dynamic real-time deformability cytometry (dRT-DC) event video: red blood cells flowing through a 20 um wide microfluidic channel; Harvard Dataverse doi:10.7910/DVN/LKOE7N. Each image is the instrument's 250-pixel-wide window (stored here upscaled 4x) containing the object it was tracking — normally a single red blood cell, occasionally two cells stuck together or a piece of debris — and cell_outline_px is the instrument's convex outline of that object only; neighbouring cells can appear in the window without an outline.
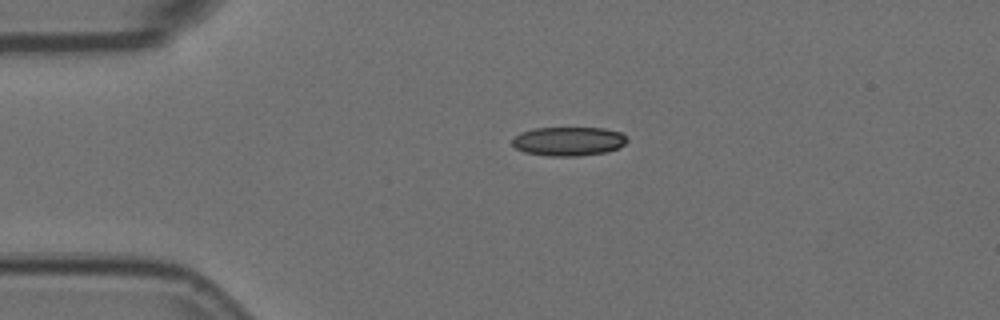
{"species": "Egyptian fruit bat (a non-hibernating species)", "species_latin": "Rousettus aegyptiacus", "temperature_condition": "room temperature", "stored_images_in_passage": 2, "camera_frame_rate_fps": 3000, "um_per_image_px": 0.085, "animal": {"sex": "female"}, "frame": {"image": 1, "passage_image": 1, "time_ms": 0.0, "image_size_px": [1000, 320], "cell_outline_px": [[628, 140], [624, 144], [608, 152], [580, 156], [548, 156], [524, 152], [516, 148], [512, 144], [512, 140], [520, 132], [532, 128], [604, 128], [620, 132]], "centroid_in_image_um": [48.3, 12.01], "position_along_channel_um": 36.7, "area_um2": 19.42}}